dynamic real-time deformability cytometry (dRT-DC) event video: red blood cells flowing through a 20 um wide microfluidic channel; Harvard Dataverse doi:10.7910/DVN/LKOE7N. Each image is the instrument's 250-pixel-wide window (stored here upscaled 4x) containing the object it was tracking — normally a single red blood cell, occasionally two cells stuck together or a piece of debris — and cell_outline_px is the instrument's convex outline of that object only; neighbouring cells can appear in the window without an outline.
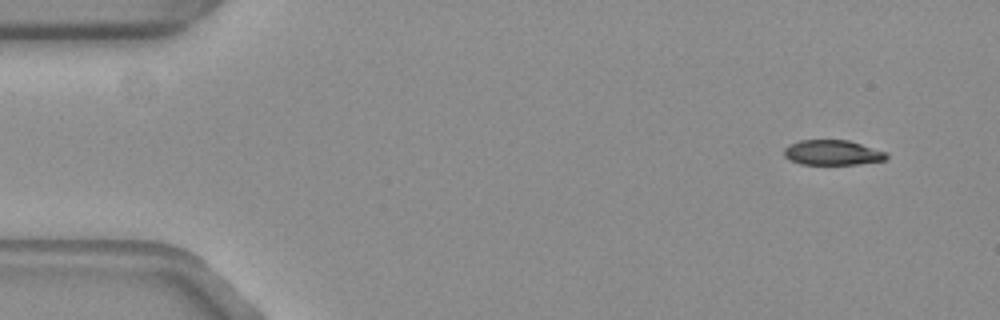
{"species": "common noctule bat (a hibernating species)", "species_latin": "Nyctalus noctula", "temperature_condition": "warm", "stored_images_in_passage": 51, "camera_frame_rate_fps": 3000, "um_per_image_px": 0.085, "animal": {"sex": "female", "body_mass_g": 19.3, "forearm_length_mm": 54.1}, "frame": {"image": 1, "passage_image": 1, "time_ms": 0.0, "image_size_px": [1000, 320], "cell_outline_px": [[888, 156], [884, 160], [856, 164], [800, 164], [788, 160], [784, 156], [784, 148], [788, 144], [800, 140], [848, 140], [888, 152]], "centroid_in_image_um": [70.73, 12.97], "position_along_channel_um": 14.3, "area_um2": 15.03}}
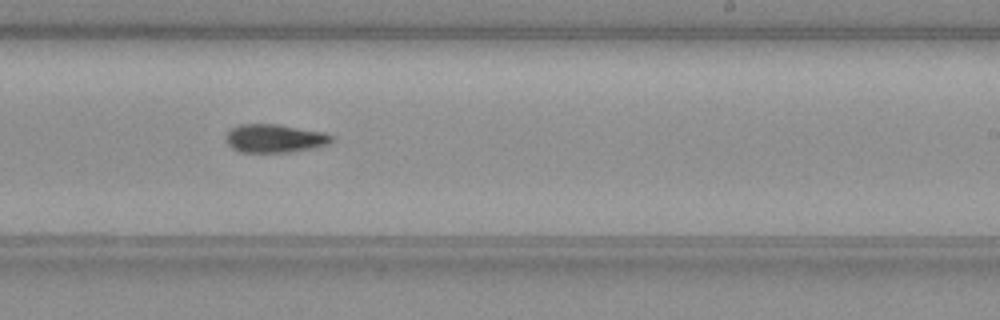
{"frame": {"image": 2, "passage_image": 30, "time_ms": 9.667, "image_size_px": [1000, 320], "cell_outline_px": [[336, 136], [332, 144], [312, 148], [288, 152], [240, 152], [232, 148], [228, 144], [224, 136], [228, 128], [240, 124], [276, 124], [324, 132]], "centroid_in_image_um": [23.35, 11.76], "position_along_channel_um": 265.6, "area_um2": 17.8}}
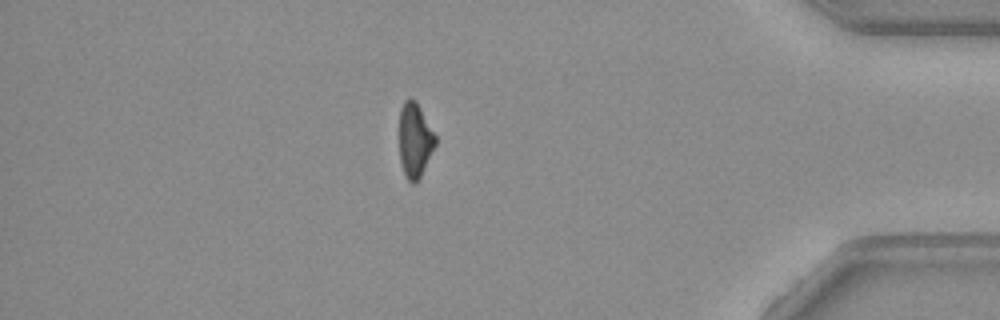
{"frame": {"image": 3, "passage_image": 44, "time_ms": 14.333, "image_size_px": [1000, 320], "cell_outline_px": [[436, 144], [420, 176], [412, 184], [408, 180], [404, 172], [400, 160], [400, 108], [404, 100], [408, 96], [412, 96], [416, 100], [436, 136]], "centroid_in_image_um": [35.26, 11.84], "position_along_channel_um": 399.9, "area_um2": 15.55}}